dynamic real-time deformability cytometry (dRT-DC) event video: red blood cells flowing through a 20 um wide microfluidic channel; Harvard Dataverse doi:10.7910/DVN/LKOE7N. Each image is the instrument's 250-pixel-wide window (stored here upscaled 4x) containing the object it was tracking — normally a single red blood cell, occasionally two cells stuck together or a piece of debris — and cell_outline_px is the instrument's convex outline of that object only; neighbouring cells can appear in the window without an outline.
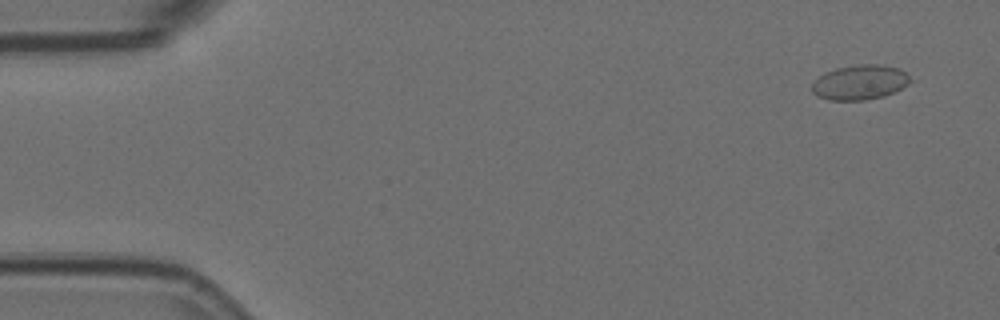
{"species": "Egyptian fruit bat (a non-hibernating species)", "species_latin": "Rousettus aegyptiacus", "temperature_condition": "room temperature", "stored_images_in_passage": 3, "camera_frame_rate_fps": 3000, "um_per_image_px": 0.085, "animal": {"sex": "female"}, "frame": {"image": 1, "passage_image": 1, "time_ms": 0.0, "image_size_px": [1000, 320], "cell_outline_px": [[912, 80], [908, 84], [884, 96], [864, 100], [828, 100], [816, 96], [812, 92], [812, 80], [824, 72], [836, 68], [856, 64], [880, 64], [900, 68]], "centroid_in_image_um": [73.03, 6.99], "position_along_channel_um": 12.0, "area_um2": 20.11}}